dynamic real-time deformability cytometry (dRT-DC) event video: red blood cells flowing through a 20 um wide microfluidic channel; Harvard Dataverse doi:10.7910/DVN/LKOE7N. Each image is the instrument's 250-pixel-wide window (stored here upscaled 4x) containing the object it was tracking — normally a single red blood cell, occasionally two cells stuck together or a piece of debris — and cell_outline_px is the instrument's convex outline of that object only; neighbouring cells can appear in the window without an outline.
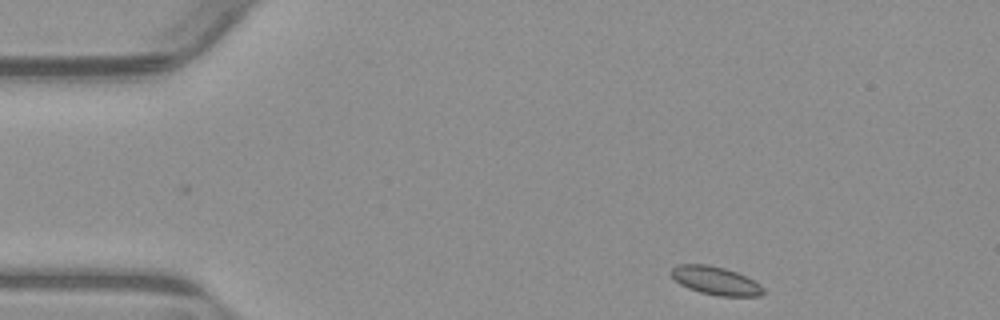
{"species": "common noctule bat (a hibernating species)", "species_latin": "Nyctalus noctula", "temperature_condition": "warm", "stored_images_in_passage": 41, "camera_frame_rate_fps": 3000, "um_per_image_px": 0.085, "animal": {"sex": "male", "body_mass_g": 23.1, "forearm_length_mm": 52.7}, "frame": {"image": 1, "passage_image": 1, "time_ms": 0.0, "image_size_px": [1000, 320], "cell_outline_px": [[764, 292], [760, 296], [720, 296], [700, 292], [688, 288], [680, 284], [668, 272], [676, 264], [708, 264], [724, 268], [736, 272], [760, 284], [764, 288]], "centroid_in_image_um": [60.79, 23.85], "position_along_channel_um": 24.2, "area_um2": 15.14}}
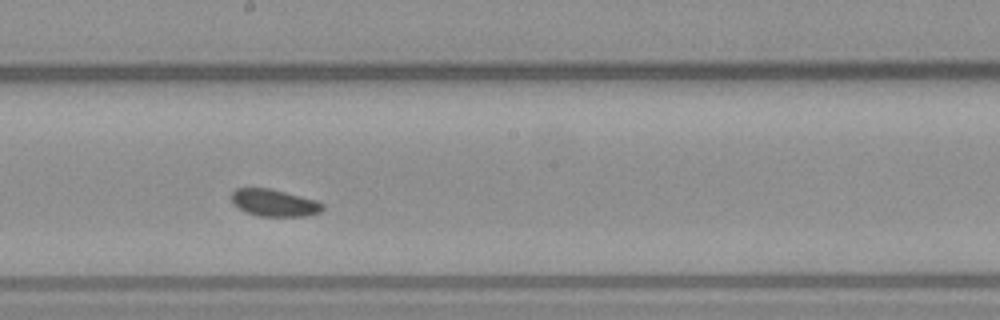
{"frame": {"image": 2, "passage_image": 23, "time_ms": 7.333, "image_size_px": [1000, 320], "cell_outline_px": [[324, 208], [320, 212], [308, 216], [260, 216], [248, 212], [240, 208], [232, 200], [232, 192], [236, 188], [268, 188], [316, 200], [324, 204]], "centroid_in_image_um": [23.35, 17.24], "position_along_channel_um": 224.8, "area_um2": 14.1}}
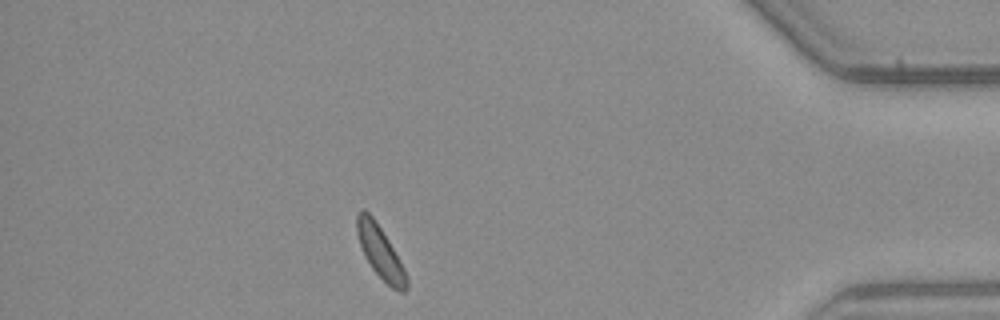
{"frame": {"image": 3, "passage_image": 41, "time_ms": 13.333, "image_size_px": [1000, 320], "cell_outline_px": [[408, 288], [404, 292], [400, 292], [392, 288], [372, 268], [364, 256], [356, 232], [356, 212], [360, 208], [364, 208], [372, 216], [388, 240], [404, 268], [408, 280]], "centroid_in_image_um": [32.3, 21.4], "position_along_channel_um": 402.9, "area_um2": 15.03}}